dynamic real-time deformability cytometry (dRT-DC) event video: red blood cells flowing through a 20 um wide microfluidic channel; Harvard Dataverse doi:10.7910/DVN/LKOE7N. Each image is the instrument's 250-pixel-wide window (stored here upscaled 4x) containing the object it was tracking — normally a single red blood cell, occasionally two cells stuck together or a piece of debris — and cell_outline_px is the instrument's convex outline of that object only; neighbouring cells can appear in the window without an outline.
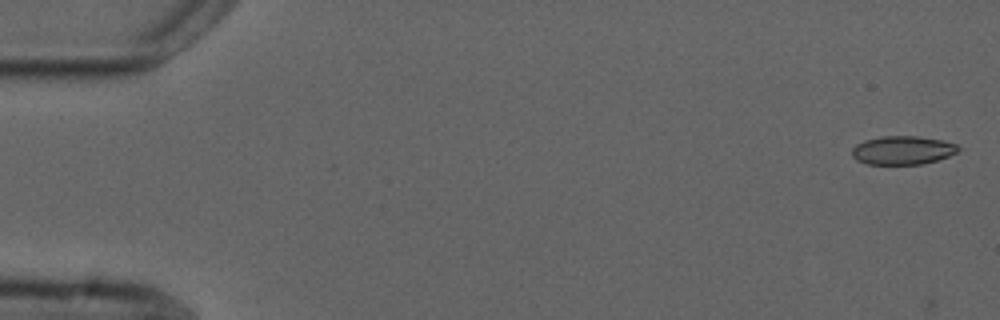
{"species": "common noctule bat (a hibernating species)", "species_latin": "Nyctalus noctula", "temperature_condition": "cold", "stored_images_in_passage": 3, "segment_of_instrument_passage": [2, 2], "camera_frame_rate_fps": 3000, "um_per_image_px": 0.085, "animal": {"sex": "male", "forearm_length_mm": 52.5}, "frame": {"image": 1, "passage_image": 3, "time_ms": 3.333, "image_size_px": [1000, 320], "cell_outline_px": [[960, 148], [956, 152], [948, 156], [936, 160], [920, 164], [868, 164], [856, 160], [852, 156], [852, 148], [856, 144], [864, 140], [884, 136], [916, 136], [940, 140], [956, 144]], "centroid_in_image_um": [76.68, 12.77], "position_along_channel_um": 8.3, "area_um2": 17.51}}